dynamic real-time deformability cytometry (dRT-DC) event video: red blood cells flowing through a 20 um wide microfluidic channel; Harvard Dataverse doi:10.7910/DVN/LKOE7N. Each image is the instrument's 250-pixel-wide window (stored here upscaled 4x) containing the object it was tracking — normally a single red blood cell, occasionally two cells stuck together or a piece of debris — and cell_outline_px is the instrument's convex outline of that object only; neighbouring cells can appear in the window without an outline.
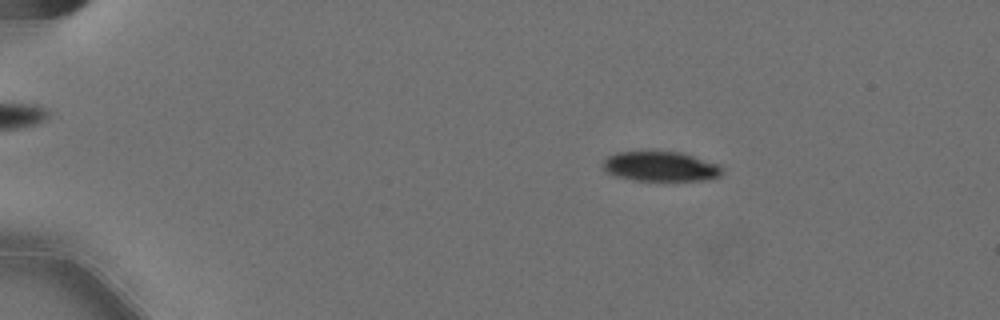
{"species": "Egyptian fruit bat (a non-hibernating species)", "species_latin": "Rousettus aegyptiacus", "temperature_condition": "cold", "stored_images_in_passage": 49, "camera_frame_rate_fps": 3000, "um_per_image_px": 0.085, "animal": {"sex": "female"}, "frame": {"image": 1, "passage_image": 2, "time_ms": 0.333, "image_size_px": [1000, 320], "cell_outline_px": [[724, 168], [720, 176], [704, 180], [632, 180], [616, 176], [608, 172], [604, 168], [604, 160], [608, 156], [616, 152], [680, 152], [720, 164]], "centroid_in_image_um": [56.18, 14.15], "position_along_channel_um": 28.8, "area_um2": 20.52}}
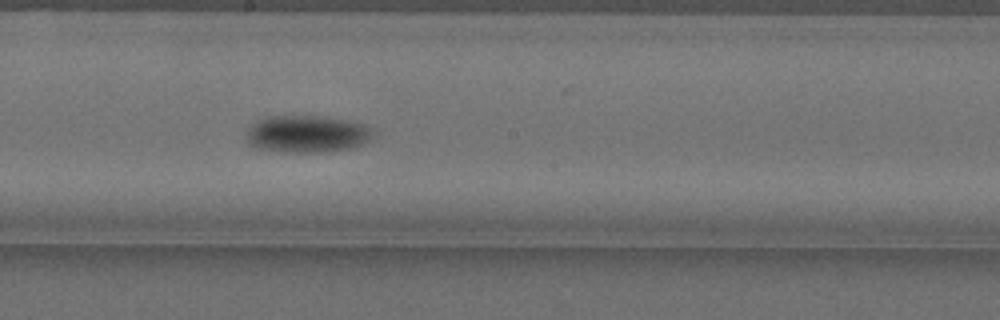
{"frame": {"image": 2, "passage_image": 25, "time_ms": 8.0, "image_size_px": [1000, 320], "cell_outline_px": [[376, 132], [372, 140], [364, 144], [352, 148], [320, 152], [280, 152], [256, 148], [248, 144], [248, 128], [252, 124], [268, 116], [320, 116], [344, 120], [364, 124]], "centroid_in_image_um": [26.13, 11.4], "position_along_channel_um": 222.1, "area_um2": 27.57}}
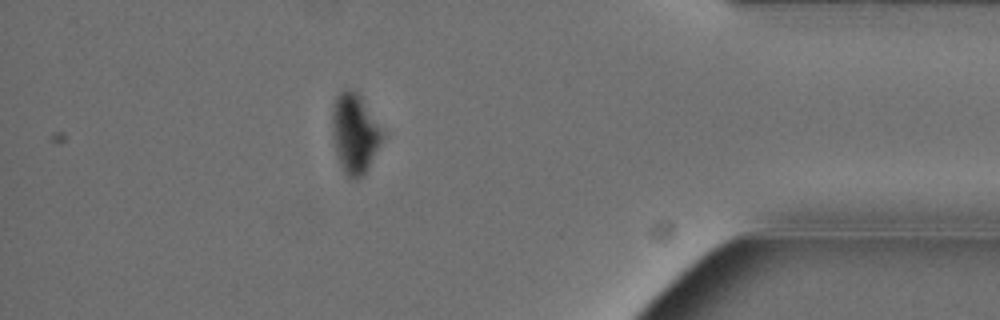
{"frame": {"image": 3, "passage_image": 43, "time_ms": 14.0, "image_size_px": [1000, 320], "cell_outline_px": [[384, 136], [364, 176], [356, 180], [352, 180], [340, 168], [336, 156], [332, 140], [332, 104], [336, 96], [344, 88], [348, 88], [360, 92], [384, 132]], "centroid_in_image_um": [30.13, 11.32], "position_along_channel_um": 405.1, "area_um2": 24.1}, "authors_computed_cell_mechanics": {"area_um2": 25.2008, "velocity_mm_per_s": 3.5822, "shape_relaxation_time_tau1_ms": 2.3016, "shape_relaxation_time_tau2_ms": null, "deformation_change_tau1": 0.1141, "deformation_change_tau2": null}}